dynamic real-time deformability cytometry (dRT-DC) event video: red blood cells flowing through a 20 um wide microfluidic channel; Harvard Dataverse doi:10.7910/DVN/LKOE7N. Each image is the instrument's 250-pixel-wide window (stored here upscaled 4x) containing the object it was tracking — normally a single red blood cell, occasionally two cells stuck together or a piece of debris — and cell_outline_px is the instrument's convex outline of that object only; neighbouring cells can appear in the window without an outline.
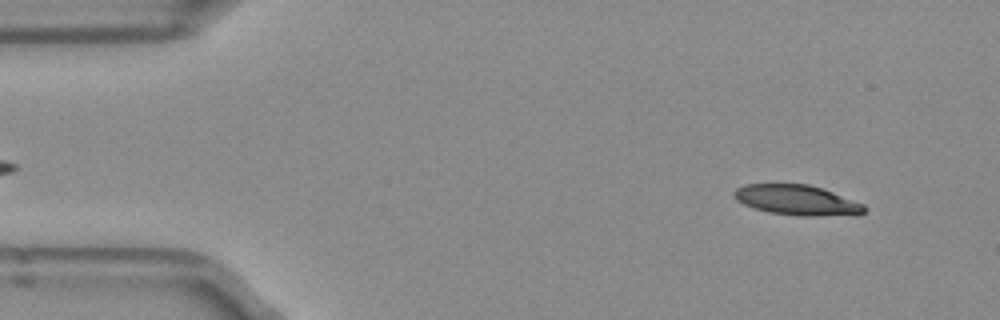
{"species": "Egyptian fruit bat (a non-hibernating species)", "species_latin": "Rousettus aegyptiacus", "temperature_condition": "room temperature", "stored_images_in_passage": 50, "camera_frame_rate_fps": 3000, "um_per_image_px": 0.085, "frame": {"image": 1, "passage_image": 4, "time_ms": 1.0, "image_size_px": [1000, 320], "cell_outline_px": [[868, 208], [860, 216], [800, 216], [768, 212], [744, 204], [736, 200], [732, 196], [732, 192], [736, 188], [744, 184], [808, 184], [832, 192], [864, 204]], "centroid_in_image_um": [67.78, 17.03], "position_along_channel_um": 17.2, "area_um2": 23.18}}
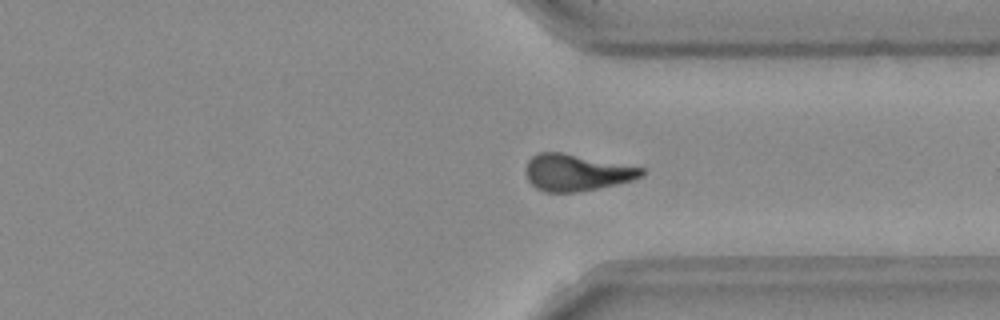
{"frame": {"image": 2, "passage_image": 37, "time_ms": 12.0, "image_size_px": [1000, 320], "cell_outline_px": [[644, 172], [640, 176], [632, 180], [616, 184], [576, 192], [544, 192], [536, 188], [528, 180], [528, 160], [532, 156], [540, 152], [560, 152], [644, 168]], "centroid_in_image_um": [48.99, 14.67], "position_along_channel_um": 362.4, "area_um2": 24.16}}
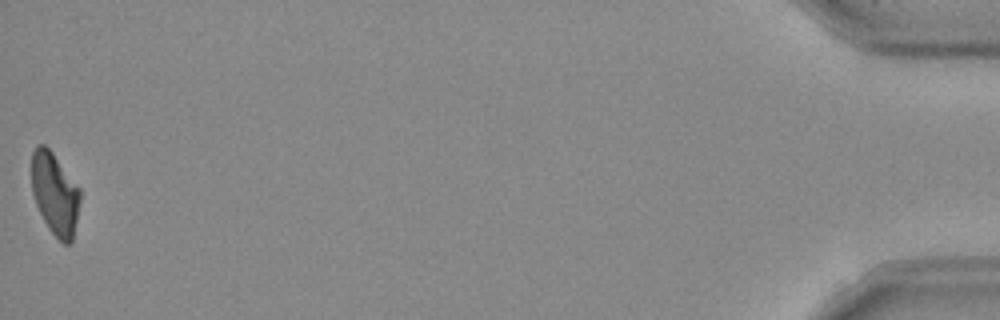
{"frame": {"image": 3, "passage_image": 50, "time_ms": 16.333, "image_size_px": [1000, 320], "cell_outline_px": [[80, 200], [72, 244], [64, 244], [48, 228], [36, 204], [32, 192], [32, 152], [36, 144], [44, 144], [52, 152], [80, 188]], "centroid_in_image_um": [4.67, 16.46], "position_along_channel_um": 430.5, "area_um2": 23.12}, "authors_computed_cell_mechanics": {"area_um2": 24.4494, "velocity_mm_per_s": 3.9391, "shape_relaxation_time_tau1_ms": 5.2238, "shape_relaxation_time_tau2_ms": 5.5478, "deformation_change_tau1": 0.1899, "deformation_change_tau2": 0.1497}}